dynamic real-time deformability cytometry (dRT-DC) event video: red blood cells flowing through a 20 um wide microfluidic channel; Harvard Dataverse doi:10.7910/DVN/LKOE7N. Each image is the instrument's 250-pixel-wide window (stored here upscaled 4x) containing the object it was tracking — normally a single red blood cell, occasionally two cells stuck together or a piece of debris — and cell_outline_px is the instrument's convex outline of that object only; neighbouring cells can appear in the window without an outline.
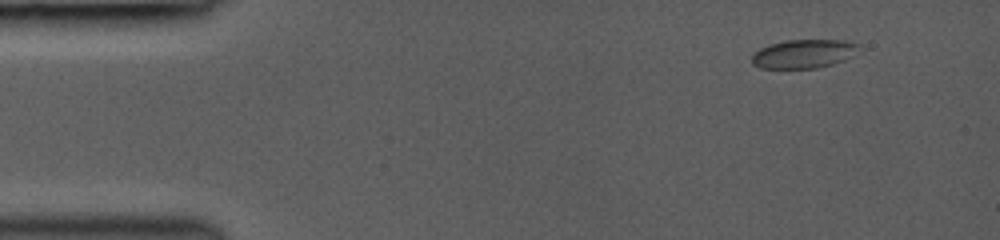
{"species": "common noctule bat (a hibernating species)", "species_latin": "Nyctalus noctula", "temperature_condition": "room temperature", "stored_images_in_passage": 35, "camera_frame_rate_fps": 3000, "um_per_image_px": 0.085, "animal": {"sex": "female", "body_mass_g": 19.0, "forearm_length_mm": 53.3}, "frame": {"image": 1, "passage_image": 1, "time_ms": 0.0, "image_size_px": [1000, 240], "cell_outline_px": [[860, 48], [852, 56], [844, 60], [832, 64], [816, 68], [760, 68], [752, 64], [752, 56], [760, 48], [768, 44], [784, 40], [844, 40], [860, 44]], "centroid_in_image_um": [68.32, 4.56], "position_along_channel_um": 16.7, "area_um2": 17.98}}
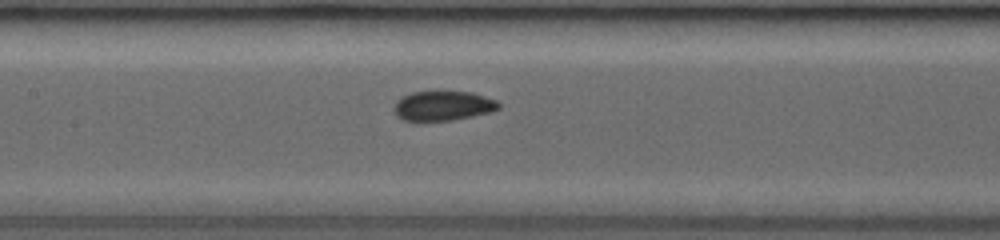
{"frame": {"image": 2, "passage_image": 15, "time_ms": 6.0, "image_size_px": [1000, 240], "cell_outline_px": [[500, 108], [492, 112], [452, 120], [404, 120], [396, 116], [392, 108], [396, 100], [412, 92], [472, 92], [496, 100], [500, 104]], "centroid_in_image_um": [37.65, 8.99], "position_along_channel_um": 169.7, "area_um2": 17.98}}
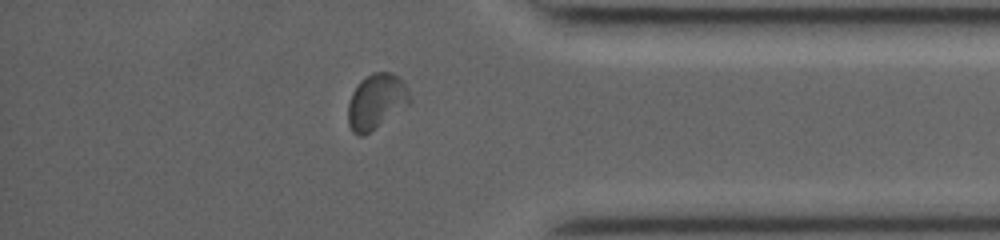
{"frame": {"image": 3, "passage_image": 30, "time_ms": 11.667, "image_size_px": [1000, 240], "cell_outline_px": [[412, 100], [408, 104], [364, 136], [356, 136], [352, 132], [348, 124], [348, 104], [352, 92], [360, 80], [372, 72], [392, 72], [400, 76], [404, 80], [408, 88]], "centroid_in_image_um": [31.98, 8.6], "position_along_channel_um": 403.2, "area_um2": 20.06}, "authors_computed_cell_mechanics": {"area_um2": 18.7272, "velocity_mm_per_s": 4.2273, "shape_relaxation_time_tau1_ms": 4.1448, "shape_relaxation_time_tau2_ms": null, "deformation_change_tau1": 0.0858, "deformation_change_tau2": null}}